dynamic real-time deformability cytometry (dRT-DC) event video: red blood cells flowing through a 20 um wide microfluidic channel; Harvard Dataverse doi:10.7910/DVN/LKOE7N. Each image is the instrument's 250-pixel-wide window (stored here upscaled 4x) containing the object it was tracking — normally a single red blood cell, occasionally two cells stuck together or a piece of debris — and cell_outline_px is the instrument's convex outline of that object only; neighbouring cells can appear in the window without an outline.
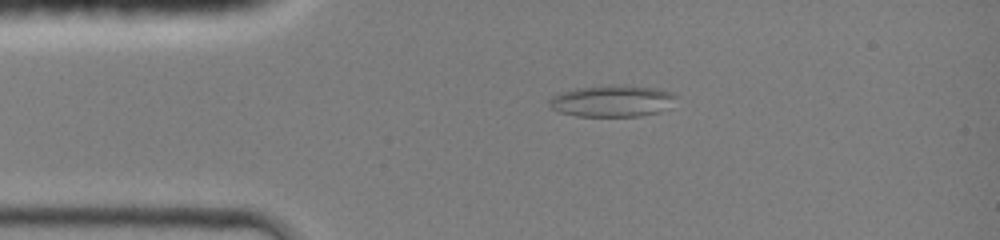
{"species": "common noctule bat (a hibernating species)", "species_latin": "Nyctalus noctula", "temperature_condition": "room temperature", "stored_images_in_passage": 44, "camera_frame_rate_fps": 3000, "um_per_image_px": 0.085, "animal": {"sex": "female", "body_mass_g": 19.0, "forearm_length_mm": 51.5}, "frame": {"image": 1, "passage_image": 9, "time_ms": 2.667, "image_size_px": [1000, 240], "cell_outline_px": [[676, 96], [660, 112], [640, 116], [576, 116], [560, 112], [552, 108], [548, 104], [552, 96], [560, 92], [576, 88], [652, 88], [668, 92]], "centroid_in_image_um": [51.92, 8.64], "position_along_channel_um": 33.1, "area_um2": 21.85}}
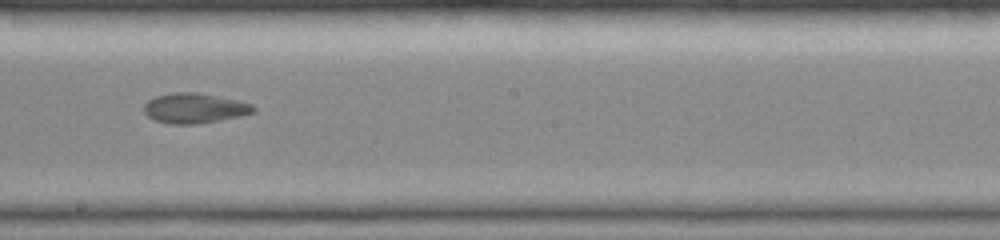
{"frame": {"image": 2, "passage_image": 25, "time_ms": 8.0, "image_size_px": [1000, 240], "cell_outline_px": [[256, 112], [220, 120], [196, 124], [168, 124], [152, 120], [144, 112], [144, 104], [148, 100], [156, 96], [172, 92], [196, 92], [216, 96], [252, 104], [256, 108]], "centroid_in_image_um": [16.49, 9.2], "position_along_channel_um": 231.7, "area_um2": 19.13}}
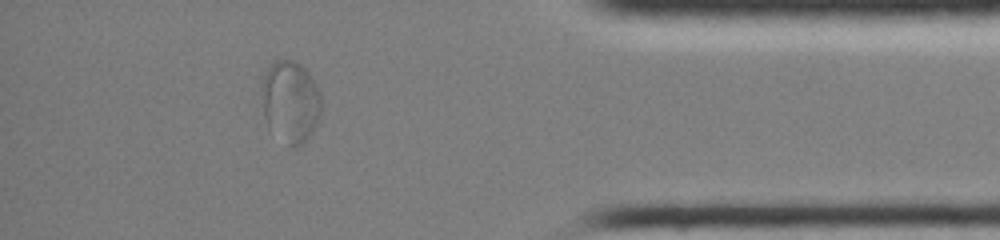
{"frame": {"image": 3, "passage_image": 39, "time_ms": 12.667, "image_size_px": [1000, 240], "cell_outline_px": [[320, 116], [308, 140], [296, 148], [288, 148], [268, 128], [264, 116], [260, 88], [260, 84], [268, 68], [276, 60], [292, 60], [300, 64], [308, 72], [320, 92]], "centroid_in_image_um": [24.66, 8.7], "position_along_channel_um": 410.5, "area_um2": 28.9}, "authors_computed_cell_mechanics": {"area_um2": 21.0392, "velocity_mm_per_s": 4.3075, "shape_relaxation_time_tau1_ms": null, "shape_relaxation_time_tau2_ms": 2.1001, "deformation_change_tau1": null, "deformation_change_tau2": 0.0623}}